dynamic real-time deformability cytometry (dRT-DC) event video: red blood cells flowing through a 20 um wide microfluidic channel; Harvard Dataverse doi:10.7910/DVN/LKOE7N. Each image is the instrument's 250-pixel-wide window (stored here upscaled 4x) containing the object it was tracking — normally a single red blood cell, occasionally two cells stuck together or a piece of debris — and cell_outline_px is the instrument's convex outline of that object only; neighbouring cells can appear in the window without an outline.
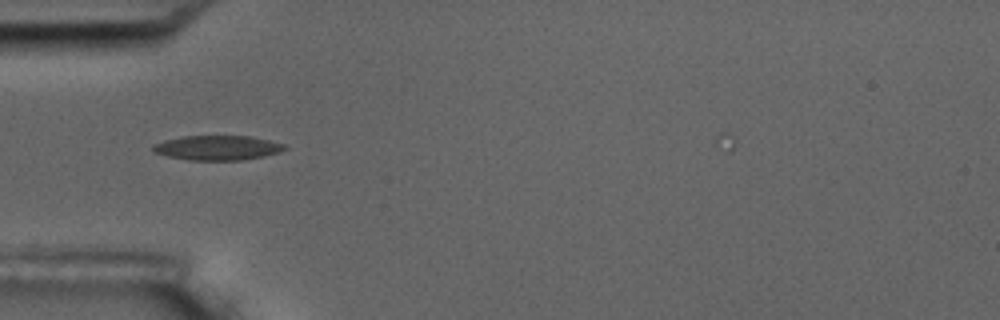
{"species": "common noctule bat (a hibernating species)", "species_latin": "Nyctalus noctula", "temperature_condition": "room temperature", "stored_images_in_passage": 3, "camera_frame_rate_fps": 3000, "um_per_image_px": 0.085, "animal": {"sex": "male", "body_mass_g": 17.5, "forearm_length_mm": 52.3}, "frame": {"image": 1, "passage_image": 1, "time_ms": 0.0, "image_size_px": [1000, 320], "cell_outline_px": [[288, 148], [280, 152], [264, 156], [240, 160], [188, 160], [168, 156], [156, 152], [152, 148], [152, 144], [164, 140], [184, 136], [252, 136], [284, 144]], "centroid_in_image_um": [18.5, 12.56], "position_along_channel_um": 66.5, "area_um2": 18.84}}